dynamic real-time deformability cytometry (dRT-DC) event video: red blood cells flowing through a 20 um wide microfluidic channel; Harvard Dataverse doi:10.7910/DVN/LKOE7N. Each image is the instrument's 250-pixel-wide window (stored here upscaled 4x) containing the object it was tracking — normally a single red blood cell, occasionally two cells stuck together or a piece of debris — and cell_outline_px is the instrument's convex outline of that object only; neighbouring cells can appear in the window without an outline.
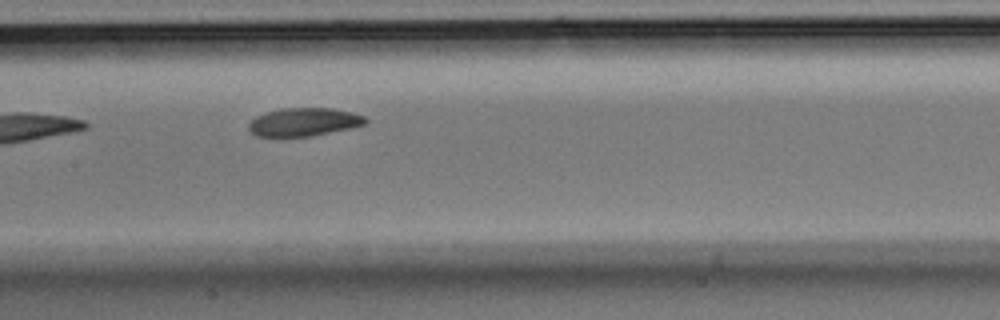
{"species": "Egyptian fruit bat (a non-hibernating species)", "species_latin": "Rousettus aegyptiacus", "temperature_condition": "room temperature", "stored_images_in_passage": 4, "camera_frame_rate_fps": 3000, "um_per_image_px": 0.085, "animal": {"sex": "male"}, "frame": {"image": 1, "passage_image": 4, "time_ms": 1.0, "image_size_px": [1000, 320], "cell_outline_px": [[368, 120], [364, 124], [352, 128], [308, 136], [256, 136], [248, 128], [248, 124], [256, 116], [280, 108], [332, 108], [352, 112], [364, 116]], "centroid_in_image_um": [25.84, 10.36], "position_along_channel_um": 181.6, "area_um2": 19.02}}